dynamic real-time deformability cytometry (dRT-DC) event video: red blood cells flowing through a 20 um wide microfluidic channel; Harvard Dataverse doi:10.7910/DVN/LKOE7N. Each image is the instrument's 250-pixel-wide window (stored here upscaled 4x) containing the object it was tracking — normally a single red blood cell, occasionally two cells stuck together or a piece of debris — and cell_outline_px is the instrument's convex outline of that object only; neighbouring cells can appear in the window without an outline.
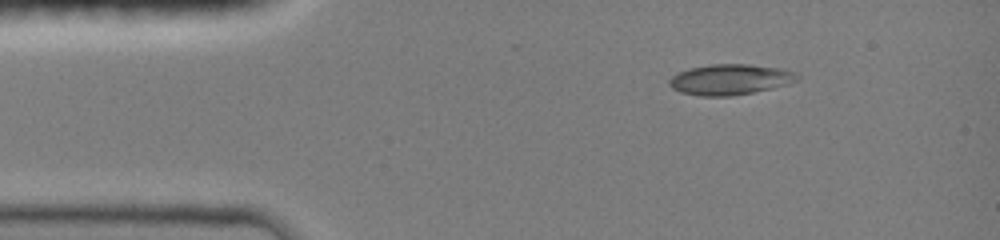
{"species": "common noctule bat (a hibernating species)", "species_latin": "Nyctalus noctula", "temperature_condition": "room temperature", "stored_images_in_passage": 27, "camera_frame_rate_fps": 3000, "um_per_image_px": 0.085, "animal": {"sex": "female", "body_mass_g": 19.0, "forearm_length_mm": 51.5}, "frame": {"image": 1, "passage_image": 1, "time_ms": 0.0, "image_size_px": [1000, 240], "cell_outline_px": [[800, 80], [788, 84], [772, 88], [732, 96], [700, 96], [680, 92], [672, 88], [668, 84], [668, 80], [672, 76], [688, 68], [712, 64], [748, 64], [776, 68], [796, 72], [800, 76]], "centroid_in_image_um": [62.05, 6.76], "position_along_channel_um": 22.9, "area_um2": 22.83}}
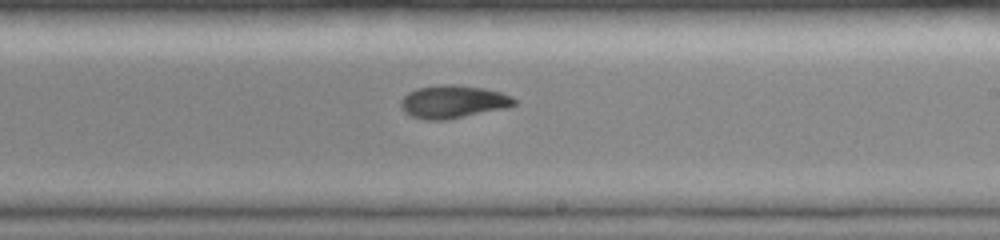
{"frame": {"image": 2, "passage_image": 14, "time_ms": 4.333, "image_size_px": [1000, 240], "cell_outline_px": [[516, 104], [508, 108], [444, 120], [424, 120], [412, 116], [404, 112], [400, 108], [400, 100], [408, 92], [416, 88], [440, 84], [456, 84], [484, 88], [500, 92], [512, 96], [516, 100]], "centroid_in_image_um": [38.5, 8.64], "position_along_channel_um": 250.5, "area_um2": 22.02}}
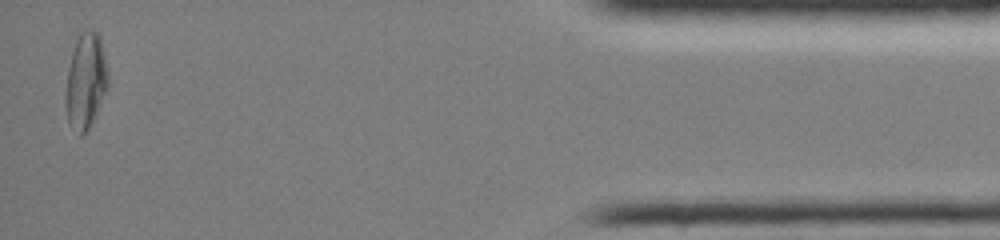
{"frame": {"image": 3, "passage_image": 26, "time_ms": 8.333, "image_size_px": [1000, 240], "cell_outline_px": [[108, 88], [92, 124], [88, 132], [84, 136], [80, 136], [68, 124], [64, 100], [68, 68], [72, 52], [76, 40], [80, 32], [92, 28], [100, 36], [108, 72]], "centroid_in_image_um": [7.28, 6.94], "position_along_channel_um": 427.9, "area_um2": 24.16}}